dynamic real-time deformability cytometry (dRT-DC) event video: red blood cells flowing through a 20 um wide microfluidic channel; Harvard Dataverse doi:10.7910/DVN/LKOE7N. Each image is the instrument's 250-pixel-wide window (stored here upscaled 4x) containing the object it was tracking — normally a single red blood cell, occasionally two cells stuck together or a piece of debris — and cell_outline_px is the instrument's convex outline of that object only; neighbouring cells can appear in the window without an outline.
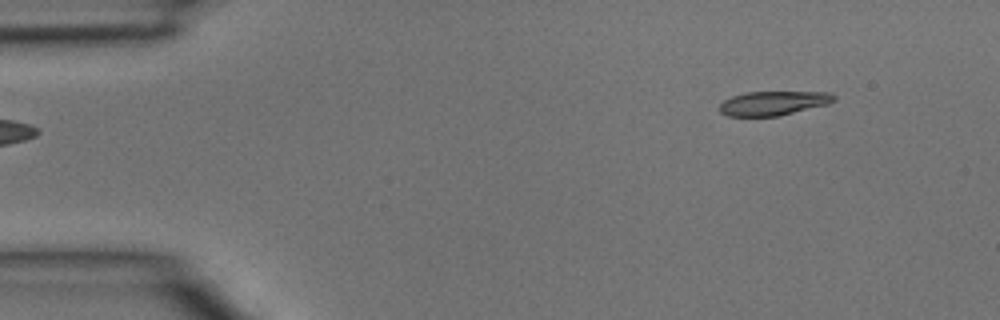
{"species": "common noctule bat (a hibernating species)", "species_latin": "Nyctalus noctula", "temperature_condition": "room temperature", "stored_images_in_passage": 5, "camera_frame_rate_fps": 3000, "um_per_image_px": 0.085, "animal": {"sex": "male", "body_mass_g": 15.6}, "frame": {"image": 1, "passage_image": 5, "time_ms": 1.333, "image_size_px": [1000, 320], "cell_outline_px": [[836, 100], [828, 104], [776, 116], [728, 116], [720, 112], [720, 104], [724, 100], [732, 96], [748, 92], [832, 92], [836, 96]], "centroid_in_image_um": [65.75, 8.76], "position_along_channel_um": 19.2, "area_um2": 16.01}}